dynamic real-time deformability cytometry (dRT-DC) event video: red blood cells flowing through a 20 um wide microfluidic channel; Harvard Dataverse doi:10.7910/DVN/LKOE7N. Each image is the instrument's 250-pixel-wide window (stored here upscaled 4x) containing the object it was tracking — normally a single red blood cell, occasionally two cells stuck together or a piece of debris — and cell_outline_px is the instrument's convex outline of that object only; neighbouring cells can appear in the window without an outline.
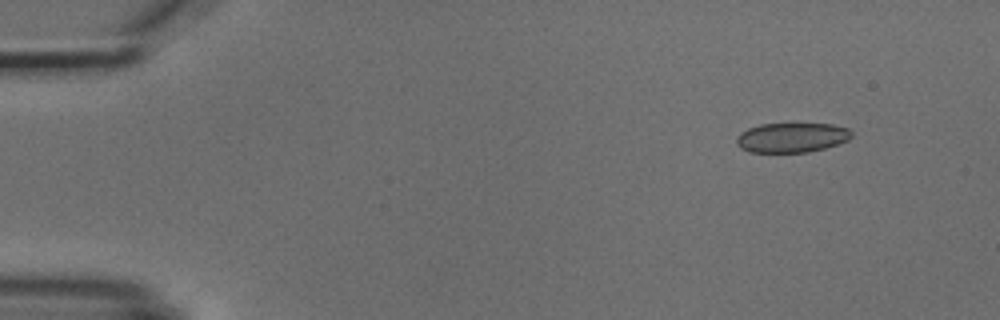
{"species": "common noctule bat (a hibernating species)", "species_latin": "Nyctalus noctula", "temperature_condition": "cold", "stored_images_in_passage": 5, "segment_of_instrument_passage": [1, 2], "camera_frame_rate_fps": 3000, "um_per_image_px": 0.085, "animal": {"sex": "male", "body_mass_g": 18.8}, "frame": {"image": 1, "passage_image": 2, "time_ms": 1.0, "image_size_px": [1000, 320], "cell_outline_px": [[852, 136], [848, 140], [824, 148], [808, 152], [748, 152], [740, 148], [736, 144], [736, 136], [740, 132], [748, 128], [760, 124], [832, 124], [848, 128], [852, 132]], "centroid_in_image_um": [67.26, 11.69], "position_along_channel_um": 17.7, "area_um2": 19.94}}